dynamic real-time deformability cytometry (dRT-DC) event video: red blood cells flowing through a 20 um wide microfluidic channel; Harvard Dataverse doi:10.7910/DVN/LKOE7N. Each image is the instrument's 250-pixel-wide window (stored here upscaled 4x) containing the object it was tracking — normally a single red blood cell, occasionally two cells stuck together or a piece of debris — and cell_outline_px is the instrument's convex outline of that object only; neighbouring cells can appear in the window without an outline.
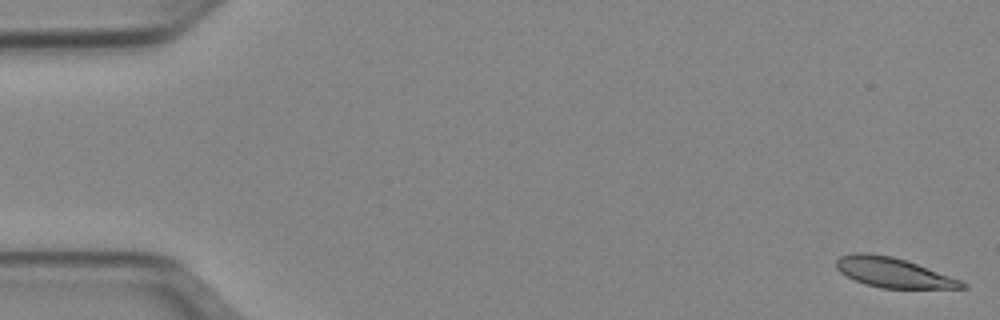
{"species": "Egyptian fruit bat (a non-hibernating species)", "species_latin": "Rousettus aegyptiacus", "temperature_condition": "cold", "stored_images_in_passage": 51, "camera_frame_rate_fps": 3000, "um_per_image_px": 0.085, "animal": {"sex": "female"}, "frame": {"image": 1, "passage_image": 1, "time_ms": 0.0, "image_size_px": [1000, 320], "cell_outline_px": [[968, 288], [880, 288], [864, 284], [840, 272], [836, 268], [836, 260], [840, 256], [852, 252], [868, 252], [892, 256], [916, 264], [960, 280], [968, 284]], "centroid_in_image_um": [75.88, 23.16], "position_along_channel_um": 9.1, "area_um2": 21.68}}
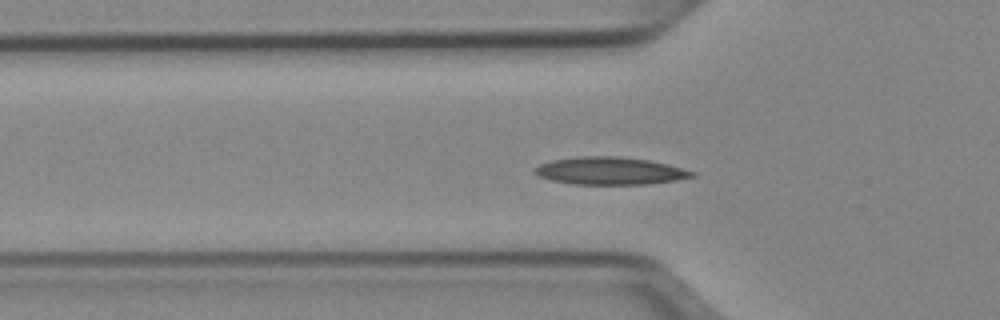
{"frame": {"image": 2, "passage_image": 17, "time_ms": 5.333, "image_size_px": [1000, 320], "cell_outline_px": [[696, 176], [676, 180], [648, 184], [572, 184], [552, 180], [536, 176], [532, 172], [532, 168], [540, 164], [552, 160], [576, 156], [616, 156], [648, 160], [668, 164], [696, 172]], "centroid_in_image_um": [51.8, 14.52], "position_along_channel_um": 74.0, "area_um2": 25.43}}
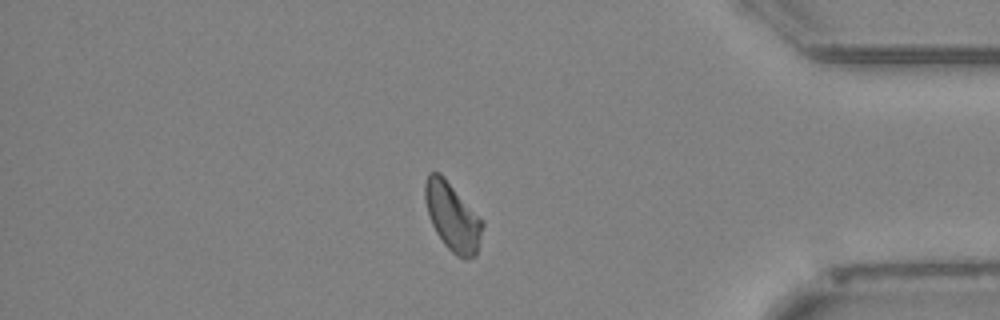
{"frame": {"image": 3, "passage_image": 44, "time_ms": 14.333, "image_size_px": [1000, 320], "cell_outline_px": [[484, 224], [476, 256], [464, 260], [456, 256], [444, 244], [436, 232], [428, 216], [424, 200], [424, 184], [428, 172], [440, 172], [444, 176], [484, 220]], "centroid_in_image_um": [38.46, 18.41], "position_along_channel_um": 396.7, "area_um2": 23.24}, "authors_computed_cell_mechanics": {"area_um2": 22.7732, "velocity_mm_per_s": 3.926, "shape_relaxation_time_tau1_ms": null, "shape_relaxation_time_tau2_ms": 4.8954, "deformation_change_tau1": null, "deformation_change_tau2": 0.1026}}